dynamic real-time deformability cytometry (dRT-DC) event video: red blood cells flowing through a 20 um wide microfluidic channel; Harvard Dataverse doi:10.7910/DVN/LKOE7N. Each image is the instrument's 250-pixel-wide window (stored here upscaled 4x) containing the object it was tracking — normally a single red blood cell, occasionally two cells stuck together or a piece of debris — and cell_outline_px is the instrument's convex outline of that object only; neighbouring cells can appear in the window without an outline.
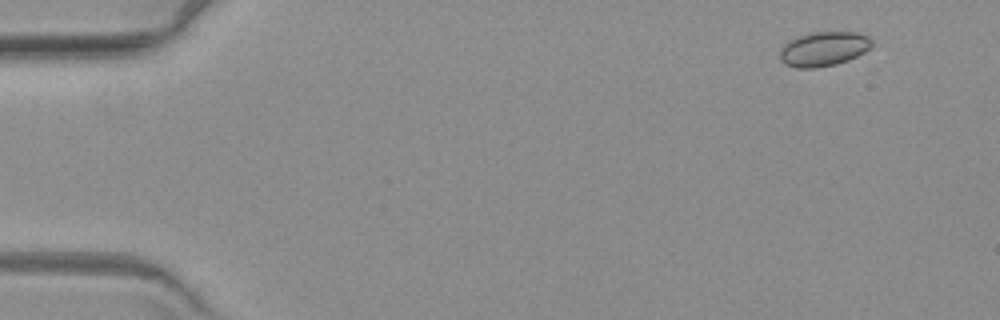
{"species": "common noctule bat (a hibernating species)", "species_latin": "Nyctalus noctula", "temperature_condition": "warm", "stored_images_in_passage": 9, "camera_frame_rate_fps": 3000, "um_per_image_px": 0.085, "animal": {"sex": "female", "body_mass_g": 19.3, "forearm_length_mm": 54.1}, "frame": {"image": 1, "passage_image": 2, "time_ms": 1.333, "image_size_px": [1000, 320], "cell_outline_px": [[872, 44], [864, 52], [848, 60], [836, 64], [816, 68], [796, 68], [784, 64], [780, 60], [780, 48], [788, 40], [796, 36], [812, 32], [856, 32], [868, 36], [872, 40]], "centroid_in_image_um": [69.96, 4.15], "position_along_channel_um": 15.0, "area_um2": 18.61}}
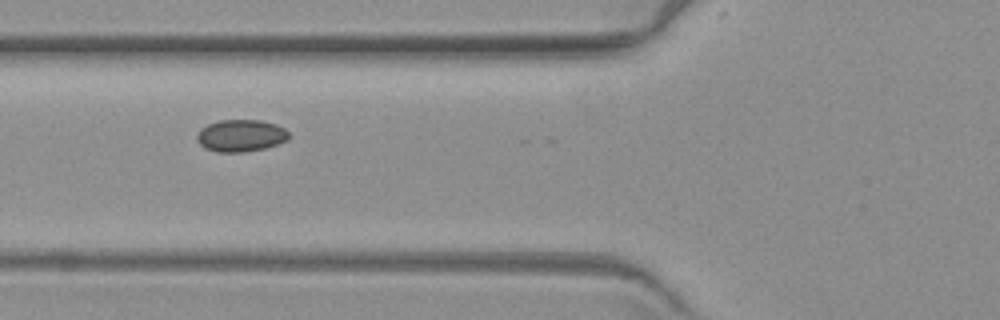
{"frame": {"image": 2, "passage_image": 7, "time_ms": 7.333, "image_size_px": [1000, 320], "cell_outline_px": [[288, 140], [264, 148], [244, 152], [216, 152], [204, 148], [196, 140], [196, 136], [200, 128], [208, 124], [220, 120], [260, 120], [276, 124], [284, 128], [288, 132]], "centroid_in_image_um": [20.43, 11.53], "position_along_channel_um": 105.4, "area_um2": 17.22}}
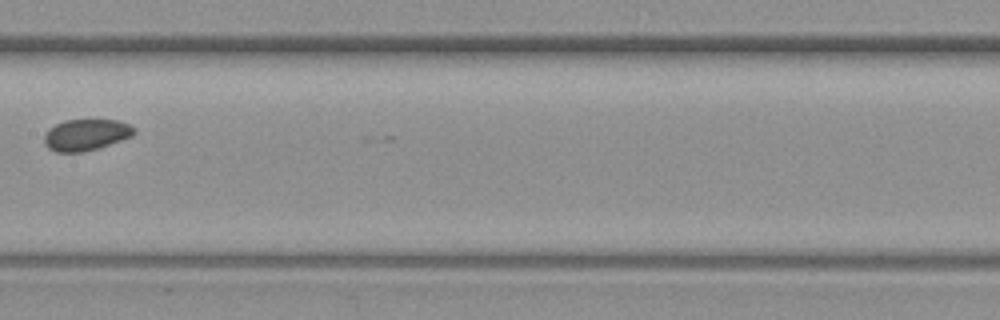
{"frame": {"image": 3, "passage_image": 9, "time_ms": 10.0, "image_size_px": [1000, 320], "cell_outline_px": [[136, 132], [132, 136], [100, 148], [84, 152], [56, 152], [48, 148], [44, 144], [44, 136], [56, 124], [64, 120], [116, 120], [128, 124], [136, 128]], "centroid_in_image_um": [7.34, 11.47], "position_along_channel_um": 200.1, "area_um2": 16.42}}